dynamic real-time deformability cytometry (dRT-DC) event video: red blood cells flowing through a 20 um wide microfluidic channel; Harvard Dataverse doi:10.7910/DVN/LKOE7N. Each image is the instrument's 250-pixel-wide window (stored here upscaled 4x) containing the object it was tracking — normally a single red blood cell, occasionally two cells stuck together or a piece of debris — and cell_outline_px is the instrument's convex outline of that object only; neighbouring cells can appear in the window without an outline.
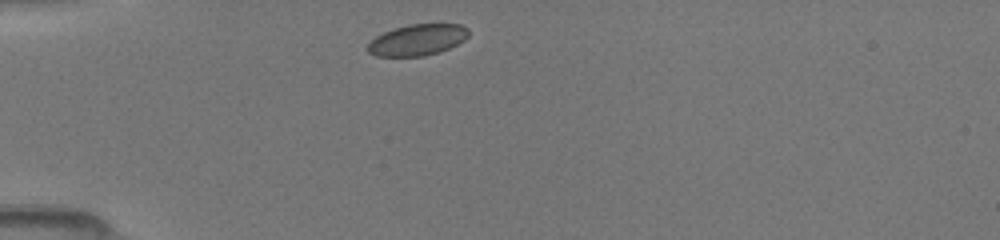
{"species": "common noctule bat (a hibernating species)", "species_latin": "Nyctalus noctula", "temperature_condition": "room temperature", "stored_images_in_passage": 6, "camera_frame_rate_fps": 3000, "um_per_image_px": 0.085, "animal": {"sex": "female", "body_mass_g": 19.5, "forearm_length_mm": 54.1}, "frame": {"image": 1, "passage_image": 1, "time_ms": 0.0, "image_size_px": [1000, 240], "cell_outline_px": [[468, 36], [464, 40], [440, 52], [424, 56], [376, 56], [368, 52], [364, 48], [376, 36], [384, 32], [408, 24], [460, 24], [468, 28]], "centroid_in_image_um": [35.46, 3.39], "position_along_channel_um": 49.5, "area_um2": 18.32}}
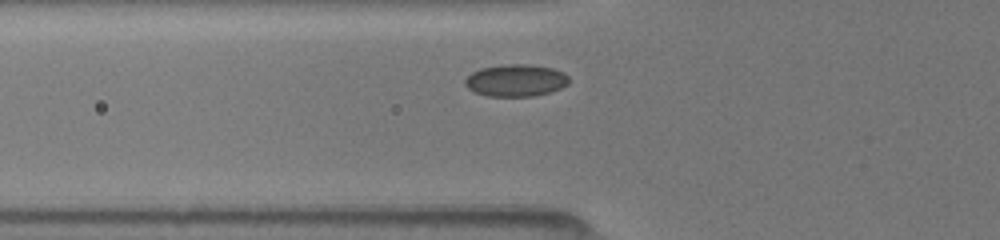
{"frame": {"image": 2, "passage_image": 3, "time_ms": 1.333, "image_size_px": [1000, 240], "cell_outline_px": [[568, 84], [552, 92], [532, 96], [488, 96], [472, 92], [464, 84], [464, 80], [472, 72], [480, 68], [504, 64], [528, 64], [552, 68], [564, 72], [568, 76]], "centroid_in_image_um": [43.83, 6.83], "position_along_channel_um": 82.0, "area_um2": 19.59}}
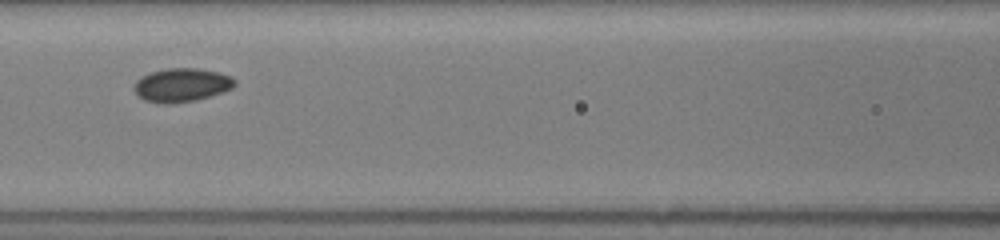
{"frame": {"image": 3, "passage_image": 5, "time_ms": 3.0, "image_size_px": [1000, 240], "cell_outline_px": [[236, 84], [232, 88], [224, 92], [212, 96], [196, 100], [168, 104], [164, 104], [144, 100], [132, 88], [136, 80], [140, 76], [164, 68], [196, 68], [220, 72], [232, 76], [236, 80]], "centroid_in_image_um": [15.46, 7.22], "position_along_channel_um": 151.1, "area_um2": 20.0}}